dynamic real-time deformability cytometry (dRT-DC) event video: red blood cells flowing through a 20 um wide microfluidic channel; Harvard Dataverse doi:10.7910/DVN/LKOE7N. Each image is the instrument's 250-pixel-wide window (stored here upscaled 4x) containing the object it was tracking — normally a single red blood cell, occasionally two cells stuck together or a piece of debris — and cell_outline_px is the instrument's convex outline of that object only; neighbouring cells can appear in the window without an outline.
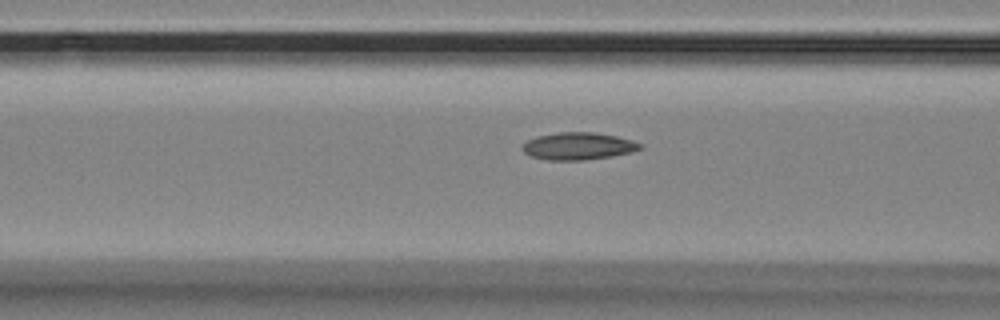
{"species": "Egyptian fruit bat (a non-hibernating species)", "species_latin": "Rousettus aegyptiacus", "temperature_condition": "room temperature", "stored_images_in_passage": 18, "camera_frame_rate_fps": 3000, "um_per_image_px": 0.085, "animal": {"sex": "female"}, "frame": {"image": 1, "passage_image": 16, "time_ms": 5.0, "image_size_px": [1000, 320], "cell_outline_px": [[644, 148], [632, 152], [612, 156], [584, 160], [548, 160], [532, 156], [524, 152], [520, 148], [528, 140], [536, 136], [560, 132], [592, 132], [616, 136], [632, 140], [644, 144]], "centroid_in_image_um": [49.19, 12.42], "position_along_channel_um": 117.4, "area_um2": 18.79}}